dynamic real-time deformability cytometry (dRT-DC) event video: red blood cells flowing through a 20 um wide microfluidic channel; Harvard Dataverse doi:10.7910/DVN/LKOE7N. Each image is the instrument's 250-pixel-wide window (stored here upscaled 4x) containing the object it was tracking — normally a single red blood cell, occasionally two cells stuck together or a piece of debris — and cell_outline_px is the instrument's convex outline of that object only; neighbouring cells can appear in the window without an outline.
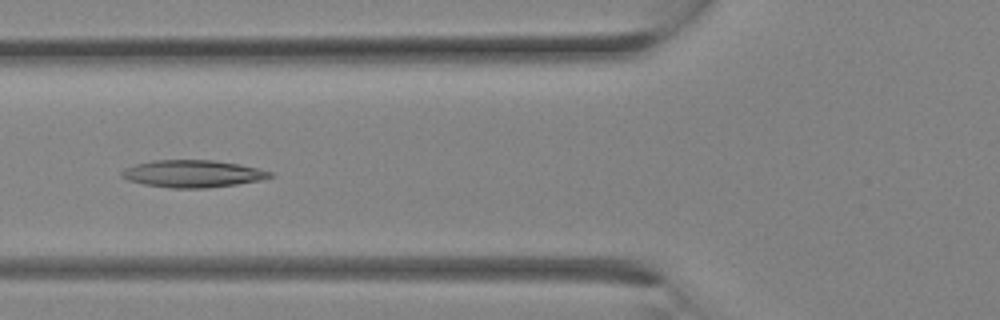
{"species": "Egyptian fruit bat (a non-hibernating species)", "species_latin": "Rousettus aegyptiacus", "temperature_condition": "room temperature", "stored_images_in_passage": 12, "camera_frame_rate_fps": 3000, "um_per_image_px": 0.085, "animal": {"sex": "female"}, "frame": {"image": 1, "passage_image": 9, "time_ms": 2.667, "image_size_px": [1000, 320], "cell_outline_px": [[276, 176], [260, 180], [236, 184], [208, 188], [172, 188], [144, 184], [128, 180], [120, 176], [120, 172], [124, 168], [136, 164], [152, 160], [212, 160], [240, 164], [260, 168], [272, 172]], "centroid_in_image_um": [16.4, 14.76], "position_along_channel_um": 109.4, "area_um2": 23.7}}
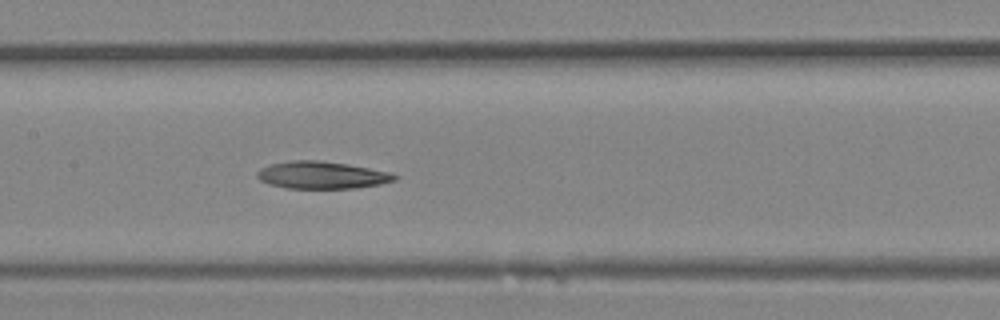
{"frame": {"image": 2, "passage_image": 12, "time_ms": 3.667, "image_size_px": [1000, 320], "cell_outline_px": [[400, 176], [396, 180], [380, 184], [356, 188], [284, 188], [268, 184], [260, 180], [256, 176], [256, 172], [260, 168], [272, 164], [288, 160], [320, 160], [348, 164], [392, 172]], "centroid_in_image_um": [27.37, 14.88], "position_along_channel_um": 180.0, "area_um2": 22.14}}